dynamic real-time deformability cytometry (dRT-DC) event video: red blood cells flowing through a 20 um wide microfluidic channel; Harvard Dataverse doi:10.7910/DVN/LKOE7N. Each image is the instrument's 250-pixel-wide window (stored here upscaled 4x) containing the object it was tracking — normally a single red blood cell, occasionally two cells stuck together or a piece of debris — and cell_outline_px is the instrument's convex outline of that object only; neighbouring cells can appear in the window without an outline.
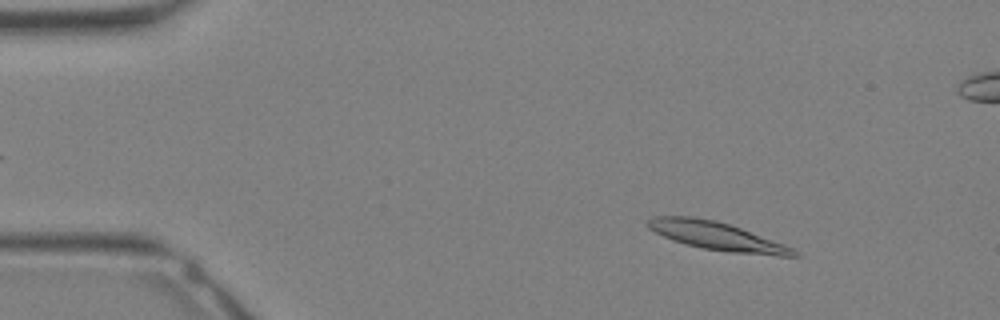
{"species": "Egyptian fruit bat (a non-hibernating species)", "species_latin": "Rousettus aegyptiacus", "temperature_condition": "warm", "stored_images_in_passage": 32, "camera_frame_rate_fps": 3000, "um_per_image_px": 0.085, "animal": {"sex": "female"}, "frame": {"image": 1, "passage_image": 3, "time_ms": 0.667, "image_size_px": [1000, 320], "cell_outline_px": [[800, 256], [776, 256], [732, 252], [704, 248], [684, 244], [672, 240], [648, 228], [644, 224], [652, 216], [692, 216], [716, 220], [740, 228], [784, 244], [792, 248]], "centroid_in_image_um": [60.88, 20.05], "position_along_channel_um": 24.1, "area_um2": 23.76}}
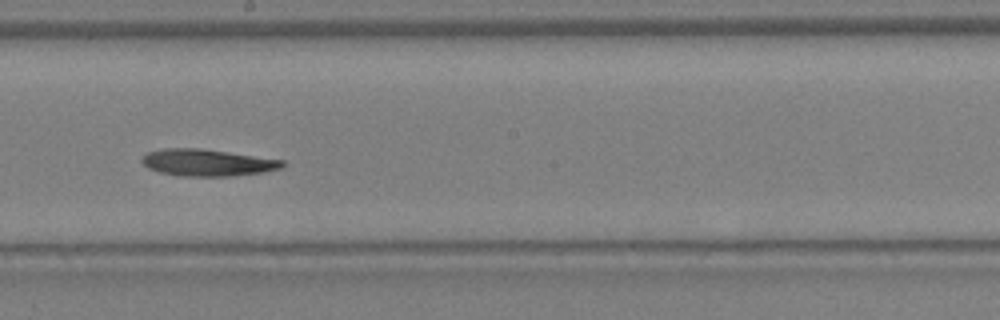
{"frame": {"image": 2, "passage_image": 17, "time_ms": 5.333, "image_size_px": [1000, 320], "cell_outline_px": [[284, 168], [264, 172], [232, 176], [180, 176], [160, 172], [148, 168], [140, 160], [148, 152], [164, 148], [200, 148], [284, 160]], "centroid_in_image_um": [17.64, 13.82], "position_along_channel_um": 230.6, "area_um2": 21.96}}
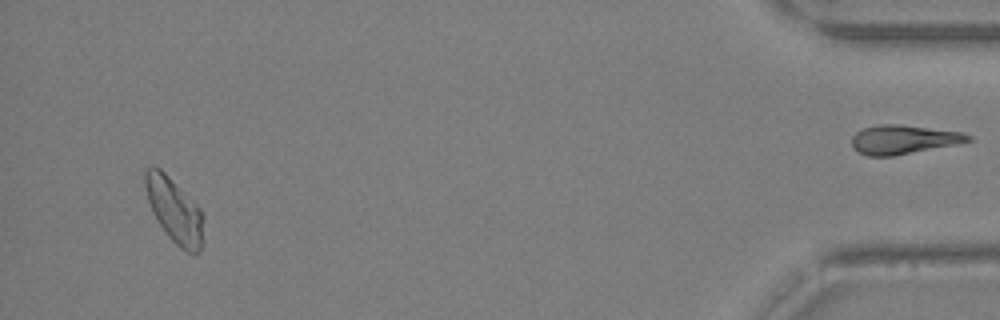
{"frame": {"image": 3, "passage_image": 30, "time_ms": 9.667, "image_size_px": [1000, 320], "cell_outline_px": [[204, 216], [200, 252], [196, 256], [180, 248], [168, 236], [152, 212], [148, 200], [144, 184], [144, 168], [152, 164], [160, 168], [200, 208]], "centroid_in_image_um": [14.81, 17.86], "position_along_channel_um": 420.4, "area_um2": 21.96}}